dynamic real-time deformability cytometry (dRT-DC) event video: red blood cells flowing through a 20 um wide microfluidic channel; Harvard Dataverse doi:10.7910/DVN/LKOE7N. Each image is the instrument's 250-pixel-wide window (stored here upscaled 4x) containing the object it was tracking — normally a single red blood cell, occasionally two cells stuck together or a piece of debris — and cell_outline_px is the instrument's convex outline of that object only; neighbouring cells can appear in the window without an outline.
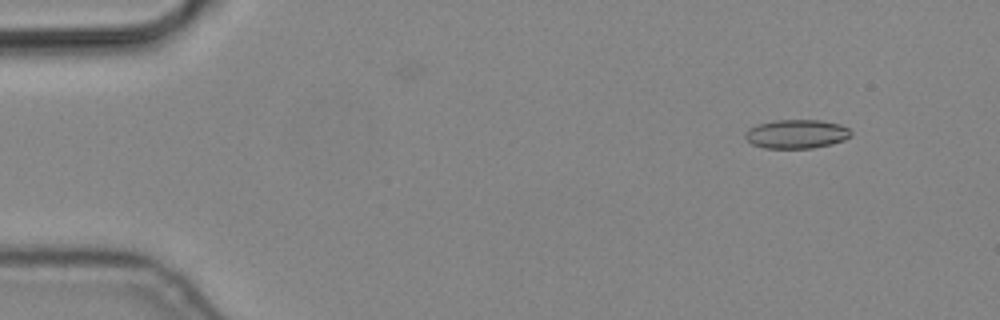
{"species": "common noctule bat (a hibernating species)", "species_latin": "Nyctalus noctula", "temperature_condition": "cold", "stored_images_in_passage": 4, "camera_frame_rate_fps": 3000, "um_per_image_px": 0.085, "animal": {"sex": "male", "body_mass_g": 19.2, "forearm_length_mm": 51.8}, "frame": {"image": 1, "passage_image": 1, "time_ms": 0.0, "image_size_px": [1000, 320], "cell_outline_px": [[852, 136], [844, 140], [832, 144], [812, 148], [764, 148], [752, 144], [744, 136], [756, 124], [776, 120], [820, 120], [840, 124], [848, 128], [852, 132]], "centroid_in_image_um": [67.75, 11.39], "position_along_channel_um": 17.2, "area_um2": 17.74}}
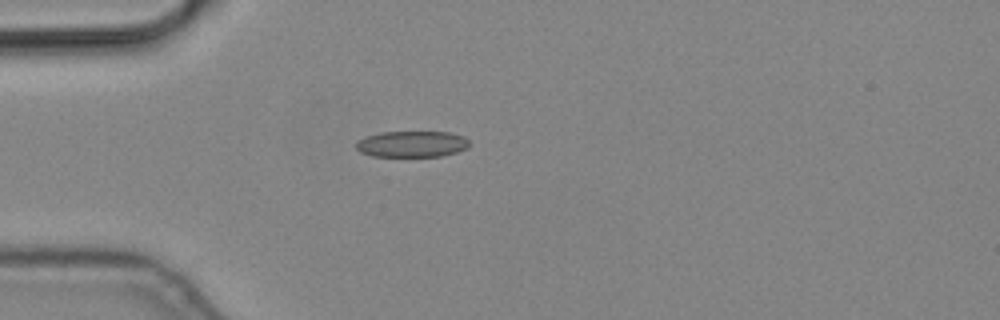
{"frame": {"image": 2, "passage_image": 3, "time_ms": 0.667, "image_size_px": [1000, 320], "cell_outline_px": [[468, 148], [456, 152], [440, 156], [372, 156], [360, 152], [356, 148], [356, 140], [380, 132], [448, 132], [464, 136], [468, 140]], "centroid_in_image_um": [35.0, 12.24], "position_along_channel_um": 50.0, "area_um2": 17.22}}